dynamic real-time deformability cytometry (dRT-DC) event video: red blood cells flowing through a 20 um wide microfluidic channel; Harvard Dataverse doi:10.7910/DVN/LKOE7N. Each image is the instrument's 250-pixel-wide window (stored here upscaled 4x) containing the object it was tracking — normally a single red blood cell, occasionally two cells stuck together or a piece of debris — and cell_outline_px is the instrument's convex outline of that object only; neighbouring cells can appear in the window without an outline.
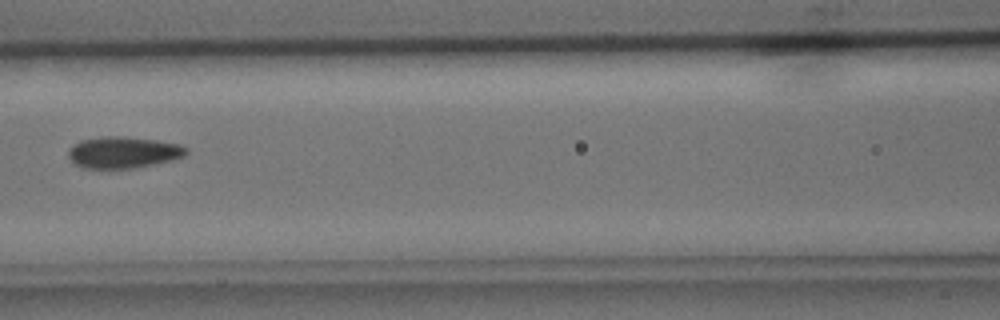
{"species": "common noctule bat (a hibernating species)", "species_latin": "Nyctalus noctula", "temperature_condition": "cold", "stored_images_in_passage": 7, "camera_frame_rate_fps": 3000, "um_per_image_px": 0.085, "animal": {"sex": "male", "body_mass_g": 15.6}, "frame": {"image": 1, "passage_image": 7, "time_ms": 7.0, "image_size_px": [1000, 320], "cell_outline_px": [[188, 152], [184, 156], [172, 160], [156, 164], [136, 168], [84, 168], [72, 164], [68, 156], [68, 152], [72, 144], [80, 140], [104, 136], [124, 136], [156, 140], [180, 144], [188, 148]], "centroid_in_image_um": [10.46, 12.95], "position_along_channel_um": 156.1, "area_um2": 21.96}}